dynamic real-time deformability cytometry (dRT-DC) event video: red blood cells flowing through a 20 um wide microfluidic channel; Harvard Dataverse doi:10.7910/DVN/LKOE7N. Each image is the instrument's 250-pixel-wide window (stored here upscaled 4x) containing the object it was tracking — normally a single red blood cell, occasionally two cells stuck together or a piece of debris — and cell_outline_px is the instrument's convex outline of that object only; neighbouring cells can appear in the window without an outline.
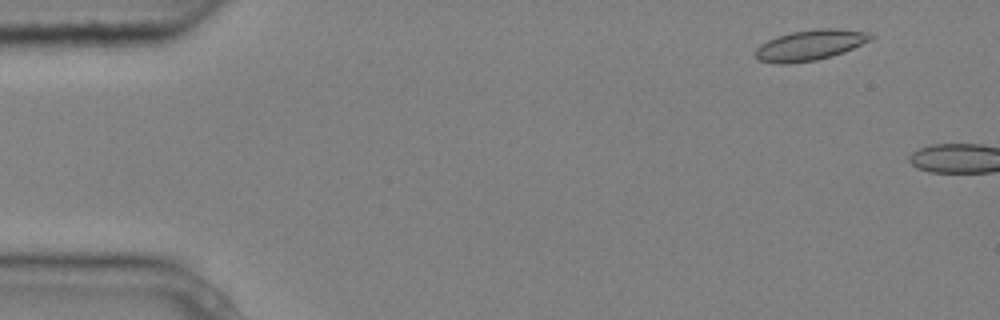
{"species": "common noctule bat (a hibernating species)", "species_latin": "Nyctalus noctula", "temperature_condition": "cold", "stored_images_in_passage": 2, "camera_frame_rate_fps": 3000, "um_per_image_px": 0.085, "animal": {"sex": "male", "body_mass_g": 20.4}, "frame": {"image": 1, "passage_image": 1, "time_ms": 0.0, "image_size_px": [1000, 320], "cell_outline_px": [[876, 36], [872, 40], [844, 52], [832, 56], [816, 60], [788, 64], [776, 64], [760, 60], [756, 56], [756, 48], [760, 44], [776, 36], [792, 32], [820, 28], [836, 28], [868, 32]], "centroid_in_image_um": [68.89, 3.83], "position_along_channel_um": 16.1, "area_um2": 20.63}}